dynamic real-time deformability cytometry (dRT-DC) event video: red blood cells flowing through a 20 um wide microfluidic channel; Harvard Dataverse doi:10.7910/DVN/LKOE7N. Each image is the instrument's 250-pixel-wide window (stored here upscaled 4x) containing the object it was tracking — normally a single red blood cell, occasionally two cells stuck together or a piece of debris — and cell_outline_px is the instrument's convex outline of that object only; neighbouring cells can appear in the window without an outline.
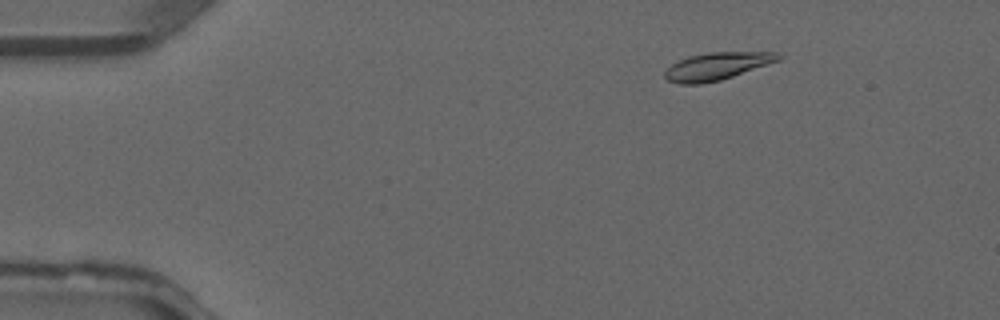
{"species": "common noctule bat (a hibernating species)", "species_latin": "Nyctalus noctula", "temperature_condition": "warm", "stored_images_in_passage": 4, "camera_frame_rate_fps": 3000, "um_per_image_px": 0.085, "animal": {"sex": "male", "forearm_length_mm": 52.5}, "frame": {"image": 1, "passage_image": 2, "time_ms": 0.333, "image_size_px": [1000, 320], "cell_outline_px": [[784, 56], [780, 60], [720, 80], [700, 84], [680, 84], [668, 80], [664, 76], [664, 72], [672, 64], [688, 56], [712, 52], [776, 52]], "centroid_in_image_um": [60.95, 5.62], "position_along_channel_um": 24.1, "area_um2": 17.98}}
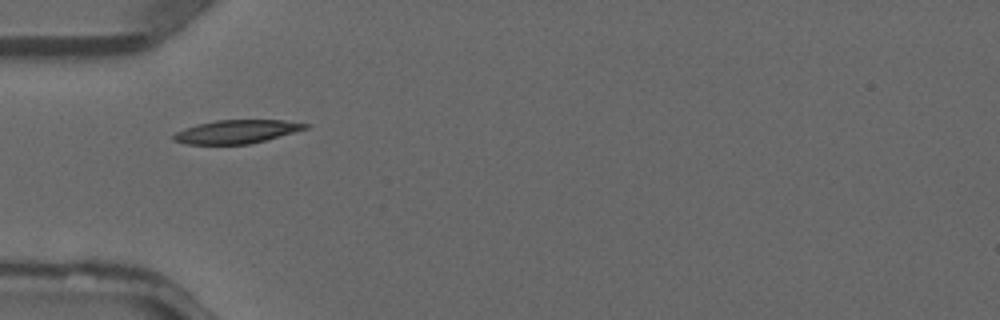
{"frame": {"image": 2, "passage_image": 4, "time_ms": 1.0, "image_size_px": [1000, 320], "cell_outline_px": [[312, 124], [308, 128], [264, 140], [248, 144], [188, 144], [172, 140], [172, 136], [176, 132], [184, 128], [196, 124], [216, 120], [284, 120]], "centroid_in_image_um": [20.09, 11.18], "position_along_channel_um": 64.9, "area_um2": 17.92}}